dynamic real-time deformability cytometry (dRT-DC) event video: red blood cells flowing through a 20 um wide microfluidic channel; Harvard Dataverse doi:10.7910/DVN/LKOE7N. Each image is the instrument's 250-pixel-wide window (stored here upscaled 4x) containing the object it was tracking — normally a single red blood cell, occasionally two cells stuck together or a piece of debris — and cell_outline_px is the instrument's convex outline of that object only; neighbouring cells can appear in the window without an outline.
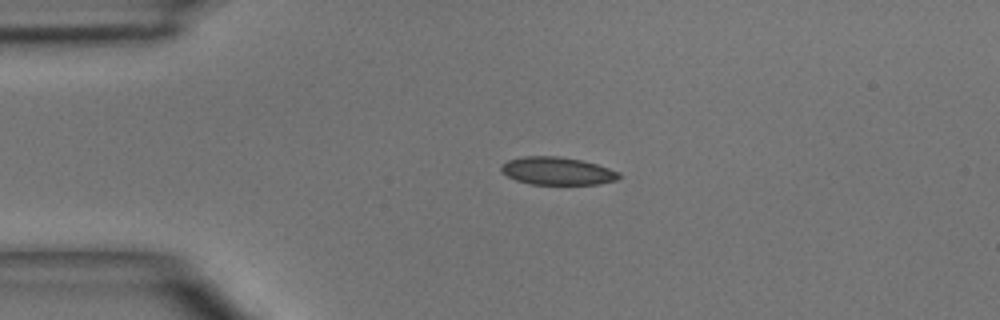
{"species": "common noctule bat (a hibernating species)", "species_latin": "Nyctalus noctula", "temperature_condition": "room temperature", "stored_images_in_passage": 3, "camera_frame_rate_fps": 3000, "um_per_image_px": 0.085, "animal": {"sex": "male", "body_mass_g": 15.6}, "frame": {"image": 1, "passage_image": 2, "time_ms": 2.0, "image_size_px": [1000, 320], "cell_outline_px": [[620, 176], [616, 180], [600, 184], [532, 184], [516, 180], [500, 172], [500, 164], [508, 160], [524, 156], [556, 156], [580, 160], [596, 164], [620, 172]], "centroid_in_image_um": [47.33, 14.53], "position_along_channel_um": 37.7, "area_um2": 19.02}}